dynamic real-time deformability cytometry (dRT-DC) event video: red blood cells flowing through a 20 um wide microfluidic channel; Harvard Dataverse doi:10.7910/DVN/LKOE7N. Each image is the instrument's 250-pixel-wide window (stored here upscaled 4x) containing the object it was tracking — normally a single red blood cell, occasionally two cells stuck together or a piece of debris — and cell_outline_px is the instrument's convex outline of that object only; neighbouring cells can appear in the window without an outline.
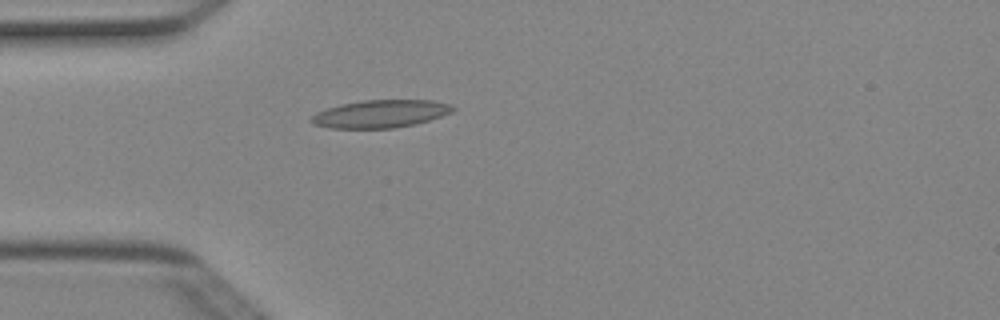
{"species": "Egyptian fruit bat (a non-hibernating species)", "species_latin": "Rousettus aegyptiacus", "temperature_condition": "cold", "stored_images_in_passage": 3, "camera_frame_rate_fps": 3000, "um_per_image_px": 0.085, "animal": {"sex": "female"}, "frame": {"image": 1, "passage_image": 3, "time_ms": 0.667, "image_size_px": [1000, 320], "cell_outline_px": [[456, 108], [452, 112], [416, 124], [396, 128], [328, 128], [312, 124], [308, 120], [316, 112], [340, 104], [360, 100], [432, 100], [452, 104]], "centroid_in_image_um": [32.32, 9.67], "position_along_channel_um": 52.7, "area_um2": 23.06}}